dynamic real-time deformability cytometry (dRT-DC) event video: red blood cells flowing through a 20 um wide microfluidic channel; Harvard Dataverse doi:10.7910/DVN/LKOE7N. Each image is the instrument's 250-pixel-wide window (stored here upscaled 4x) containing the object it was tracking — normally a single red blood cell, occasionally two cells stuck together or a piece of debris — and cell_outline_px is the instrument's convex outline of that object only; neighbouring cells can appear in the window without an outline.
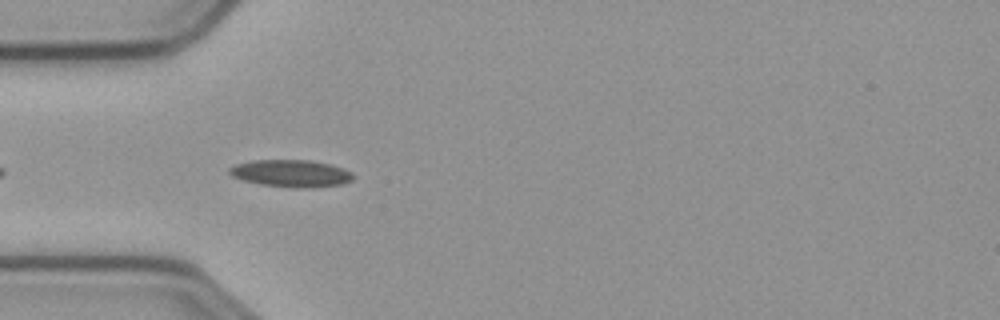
{"species": "common noctule bat (a hibernating species)", "species_latin": "Nyctalus noctula", "temperature_condition": "cold", "stored_images_in_passage": 24, "camera_frame_rate_fps": 3000, "um_per_image_px": 0.085, "animal": {"sex": "male", "body_mass_g": 23.1, "forearm_length_mm": 52.7}, "frame": {"image": 1, "passage_image": 4, "time_ms": 1.0, "image_size_px": [1000, 320], "cell_outline_px": [[352, 180], [340, 184], [300, 188], [260, 184], [244, 180], [232, 176], [228, 172], [228, 168], [236, 164], [252, 160], [312, 160], [332, 164], [344, 168], [352, 172]], "centroid_in_image_um": [24.73, 14.71], "position_along_channel_um": 60.3, "area_um2": 19.48}}
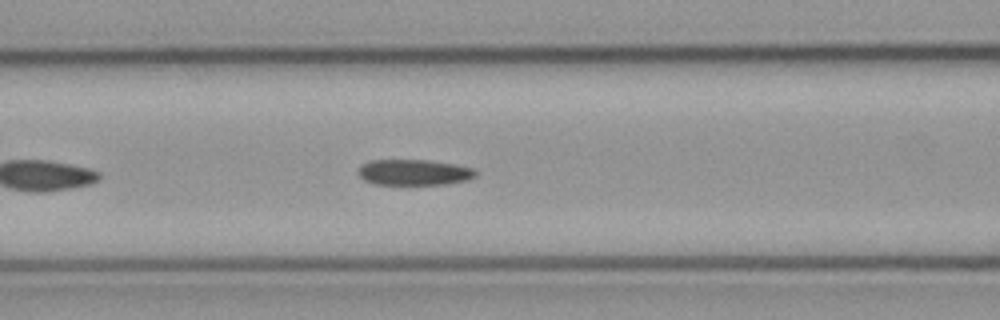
{"frame": {"image": 2, "passage_image": 10, "time_ms": 3.0, "image_size_px": [1000, 320], "cell_outline_px": [[476, 176], [464, 180], [444, 184], [376, 184], [364, 180], [356, 172], [360, 164], [368, 160], [428, 160], [456, 164], [472, 168], [476, 172]], "centroid_in_image_um": [35.12, 14.63], "position_along_channel_um": 131.5, "area_um2": 17.63}}
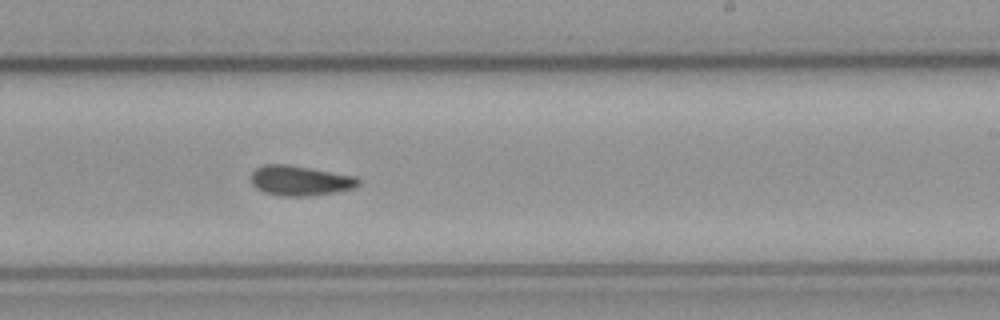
{"frame": {"image": 3, "passage_image": 21, "time_ms": 6.667, "image_size_px": [1000, 320], "cell_outline_px": [[360, 184], [356, 188], [336, 192], [308, 196], [280, 196], [264, 192], [256, 188], [252, 184], [252, 172], [256, 168], [264, 164], [288, 164], [356, 176], [360, 180]], "centroid_in_image_um": [25.53, 15.35], "position_along_channel_um": 263.5, "area_um2": 18.9}}